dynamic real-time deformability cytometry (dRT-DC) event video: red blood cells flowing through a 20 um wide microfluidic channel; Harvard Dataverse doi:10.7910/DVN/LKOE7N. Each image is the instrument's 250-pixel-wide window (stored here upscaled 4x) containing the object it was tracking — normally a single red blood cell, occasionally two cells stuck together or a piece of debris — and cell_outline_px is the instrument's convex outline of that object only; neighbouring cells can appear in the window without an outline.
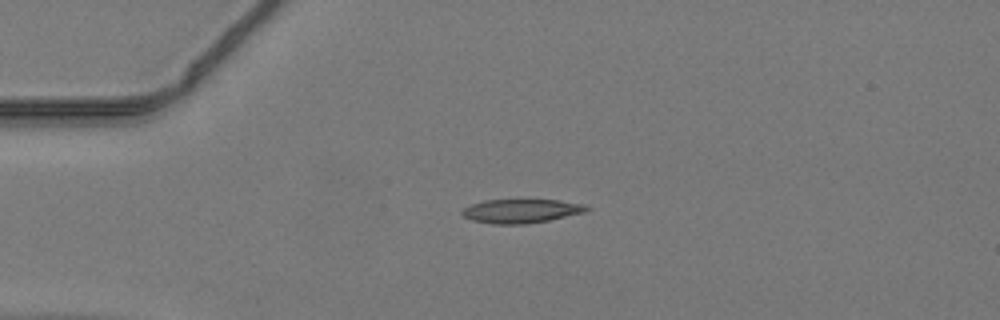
{"species": "common noctule bat (a hibernating species)", "species_latin": "Nyctalus noctula", "temperature_condition": "warm", "stored_images_in_passage": 37, "camera_frame_rate_fps": 3000, "um_per_image_px": 0.085, "animal": {"sex": "male", "body_mass_g": 19.2, "forearm_length_mm": 51.8}, "frame": {"image": 1, "passage_image": 1, "time_ms": 0.0, "image_size_px": [1000, 320], "cell_outline_px": [[592, 208], [584, 212], [548, 220], [524, 224], [492, 224], [472, 220], [464, 216], [460, 212], [464, 208], [472, 204], [484, 200], [560, 200], [584, 204]], "centroid_in_image_um": [44.3, 17.93], "position_along_channel_um": 40.7, "area_um2": 17.22}}
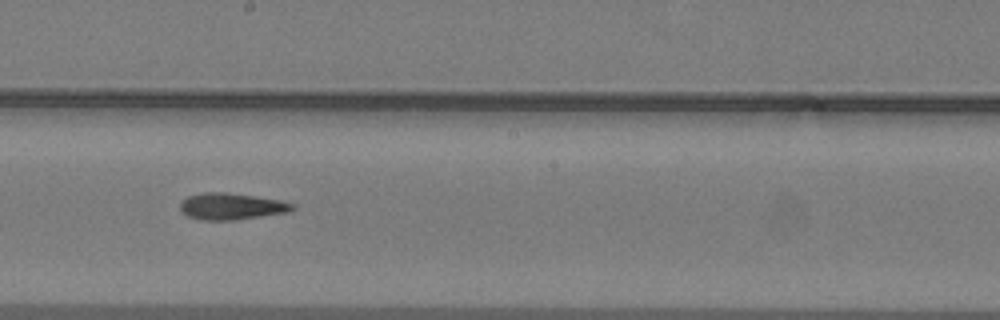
{"frame": {"image": 2, "passage_image": 16, "time_ms": 5.0, "image_size_px": [1000, 320], "cell_outline_px": [[296, 208], [288, 212], [232, 220], [200, 220], [188, 216], [180, 208], [180, 204], [188, 196], [204, 192], [228, 192], [256, 196], [280, 200], [296, 204]], "centroid_in_image_um": [19.7, 17.53], "position_along_channel_um": 228.5, "area_um2": 17.34}}
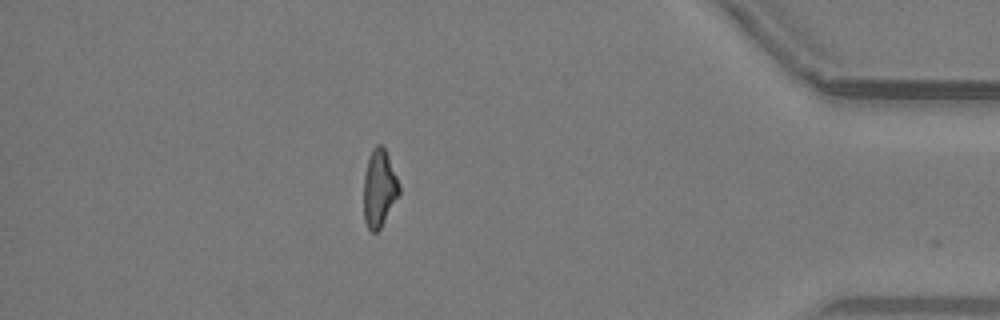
{"frame": {"image": 3, "passage_image": 31, "time_ms": 10.0, "image_size_px": [1000, 320], "cell_outline_px": [[400, 192], [380, 228], [376, 232], [372, 232], [368, 228], [364, 220], [364, 176], [368, 160], [372, 148], [376, 144], [380, 144], [384, 148], [388, 156], [400, 184]], "centroid_in_image_um": [32.23, 16.0], "position_along_channel_um": 403.0, "area_um2": 15.78}}